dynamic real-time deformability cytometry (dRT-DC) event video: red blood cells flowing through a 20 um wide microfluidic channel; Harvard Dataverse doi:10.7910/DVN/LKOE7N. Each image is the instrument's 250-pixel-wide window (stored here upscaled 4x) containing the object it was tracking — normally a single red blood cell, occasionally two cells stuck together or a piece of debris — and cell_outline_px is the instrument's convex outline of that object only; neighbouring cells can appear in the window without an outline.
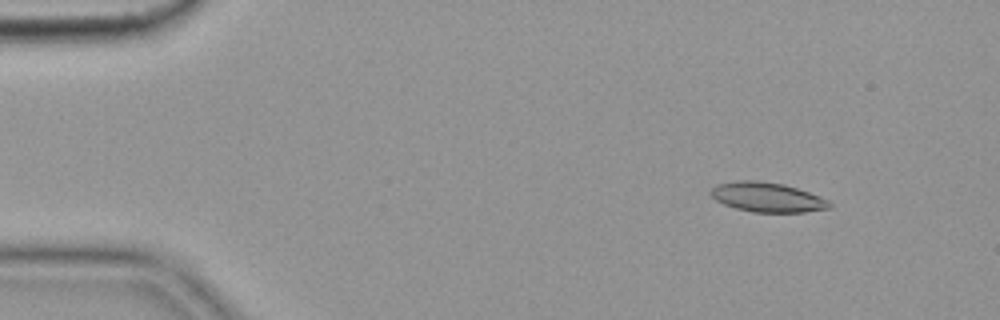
{"species": "common noctule bat (a hibernating species)", "species_latin": "Nyctalus noctula", "temperature_condition": "cold", "stored_images_in_passage": 55, "camera_frame_rate_fps": 3000, "um_per_image_px": 0.085, "animal": {"sex": "female", "body_mass_g": 19.9}, "frame": {"image": 1, "passage_image": 6, "time_ms": 1.667, "image_size_px": [1000, 320], "cell_outline_px": [[832, 208], [804, 212], [752, 212], [736, 208], [724, 204], [716, 200], [708, 192], [716, 184], [736, 180], [756, 180], [784, 184], [820, 196], [828, 200], [832, 204]], "centroid_in_image_um": [65.21, 16.76], "position_along_channel_um": 19.8, "area_um2": 20.58}}
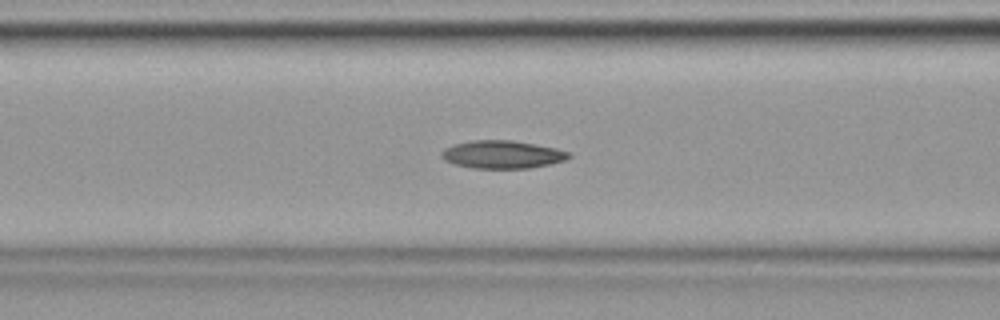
{"frame": {"image": 2, "passage_image": 22, "time_ms": 7.0, "image_size_px": [1000, 320], "cell_outline_px": [[572, 156], [568, 160], [528, 168], [472, 168], [456, 164], [444, 160], [440, 156], [440, 152], [444, 148], [452, 144], [472, 140], [512, 140], [556, 148], [568, 152]], "centroid_in_image_um": [42.67, 13.12], "position_along_channel_um": 123.9, "area_um2": 20.75}}
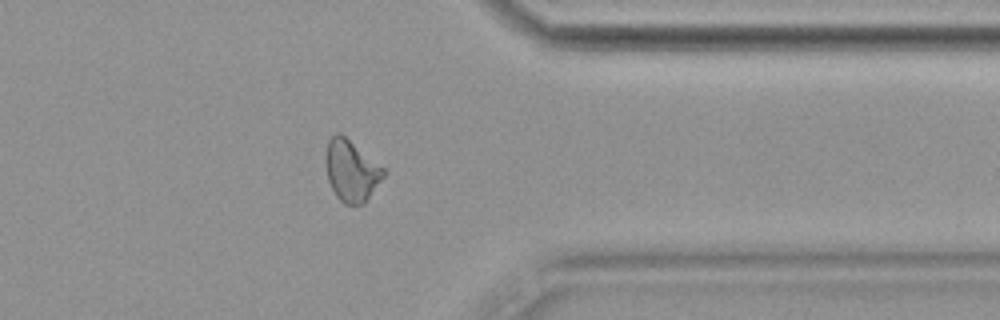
{"frame": {"image": 3, "passage_image": 44, "time_ms": 14.333, "image_size_px": [1000, 320], "cell_outline_px": [[388, 172], [364, 204], [344, 204], [336, 196], [328, 180], [324, 164], [324, 156], [328, 140], [336, 132], [340, 132], [384, 168]], "centroid_in_image_um": [29.85, 14.5], "position_along_channel_um": 381.6, "area_um2": 20.92}, "authors_computed_cell_mechanics": {"area_um2": 20.6346, "velocity_mm_per_s": 3.629, "shape_relaxation_time_tau1_ms": null, "shape_relaxation_time_tau2_ms": 3.9084, "deformation_change_tau1": null, "deformation_change_tau2": 0.1106}}